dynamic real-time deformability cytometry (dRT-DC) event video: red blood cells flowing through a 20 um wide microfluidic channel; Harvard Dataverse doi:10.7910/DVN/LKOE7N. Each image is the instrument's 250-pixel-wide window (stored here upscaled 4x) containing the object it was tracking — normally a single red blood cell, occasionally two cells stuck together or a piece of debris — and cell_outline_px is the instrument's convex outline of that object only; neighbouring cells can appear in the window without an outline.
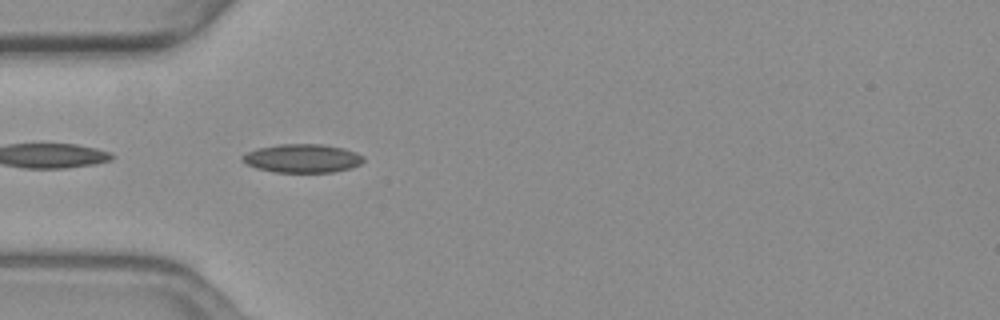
{"species": "common noctule bat (a hibernating species)", "species_latin": "Nyctalus noctula", "temperature_condition": "warm", "stored_images_in_passage": 41, "camera_frame_rate_fps": 3000, "um_per_image_px": 0.085, "animal": {"sex": "female", "body_mass_g": 19.3, "forearm_length_mm": 54.1}, "frame": {"image": 1, "passage_image": 2, "time_ms": 0.333, "image_size_px": [1000, 320], "cell_outline_px": [[364, 160], [360, 164], [352, 168], [332, 172], [276, 172], [256, 168], [240, 160], [240, 156], [256, 148], [280, 144], [320, 144], [344, 148], [356, 152], [364, 156]], "centroid_in_image_um": [25.7, 13.45], "position_along_channel_um": 59.3, "area_um2": 20.23}}
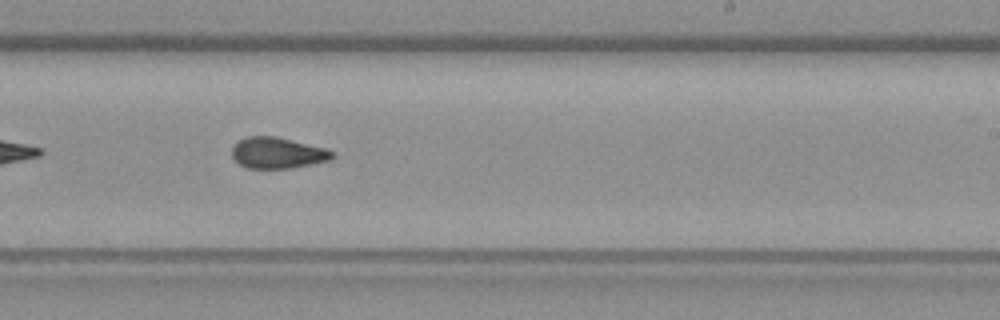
{"frame": {"image": 2, "passage_image": 19, "time_ms": 6.0, "image_size_px": [1000, 320], "cell_outline_px": [[336, 156], [332, 160], [292, 168], [248, 168], [240, 164], [232, 156], [232, 148], [240, 140], [248, 136], [276, 136], [324, 148], [336, 152]], "centroid_in_image_um": [23.64, 13.0], "position_along_channel_um": 265.4, "area_um2": 18.15}}
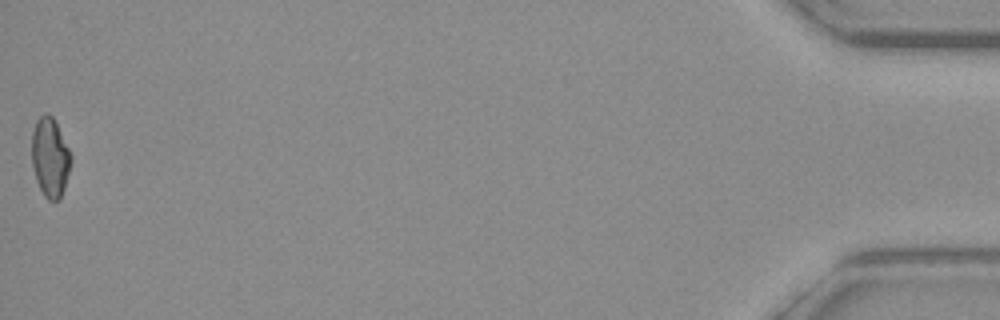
{"frame": {"image": 3, "passage_image": 41, "time_ms": 13.333, "image_size_px": [1000, 320], "cell_outline_px": [[72, 160], [64, 188], [60, 200], [48, 200], [44, 196], [36, 180], [32, 164], [32, 132], [36, 120], [44, 112], [48, 112], [52, 116], [72, 156]], "centroid_in_image_um": [4.25, 13.37], "position_along_channel_um": 431.0, "area_um2": 18.03}, "authors_computed_cell_mechanics": {"area_um2": 18.3804, "velocity_mm_per_s": 3.6798, "shape_relaxation_time_tau1_ms": null, "shape_relaxation_time_tau2_ms": 2.9533, "deformation_change_tau1": null, "deformation_change_tau2": 0.0683}}